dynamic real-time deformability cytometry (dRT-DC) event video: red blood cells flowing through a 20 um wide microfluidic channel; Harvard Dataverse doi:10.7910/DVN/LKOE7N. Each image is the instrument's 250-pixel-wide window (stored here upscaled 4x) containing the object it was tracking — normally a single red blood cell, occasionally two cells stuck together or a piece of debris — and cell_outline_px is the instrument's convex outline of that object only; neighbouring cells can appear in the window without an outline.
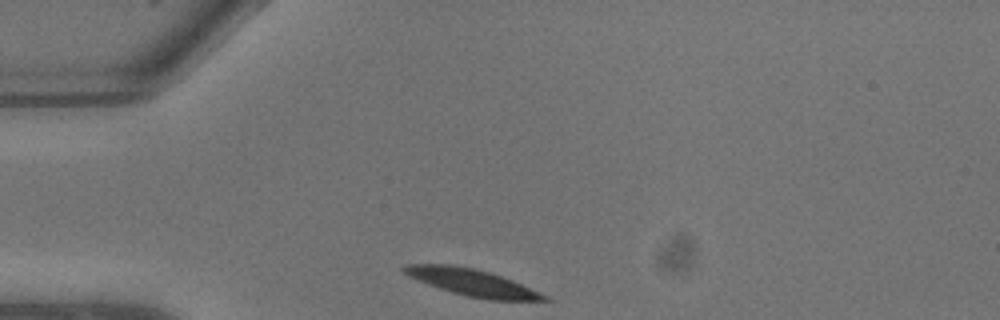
{"species": "common noctule bat (a hibernating species)", "species_latin": "Nyctalus noctula", "temperature_condition": "warm", "stored_images_in_passage": 2, "camera_frame_rate_fps": 3000, "um_per_image_px": 0.085, "animal": {"sex": "male", "body_mass_g": 13.3}, "frame": {"image": 1, "passage_image": 1, "time_ms": 0.0, "image_size_px": [1000, 320], "cell_outline_px": [[552, 300], [488, 300], [468, 296], [452, 292], [428, 284], [408, 276], [400, 268], [404, 264], [448, 264], [472, 268], [488, 272], [512, 280], [548, 296]], "centroid_in_image_um": [40.09, 24.0], "position_along_channel_um": 44.9, "area_um2": 21.56}}